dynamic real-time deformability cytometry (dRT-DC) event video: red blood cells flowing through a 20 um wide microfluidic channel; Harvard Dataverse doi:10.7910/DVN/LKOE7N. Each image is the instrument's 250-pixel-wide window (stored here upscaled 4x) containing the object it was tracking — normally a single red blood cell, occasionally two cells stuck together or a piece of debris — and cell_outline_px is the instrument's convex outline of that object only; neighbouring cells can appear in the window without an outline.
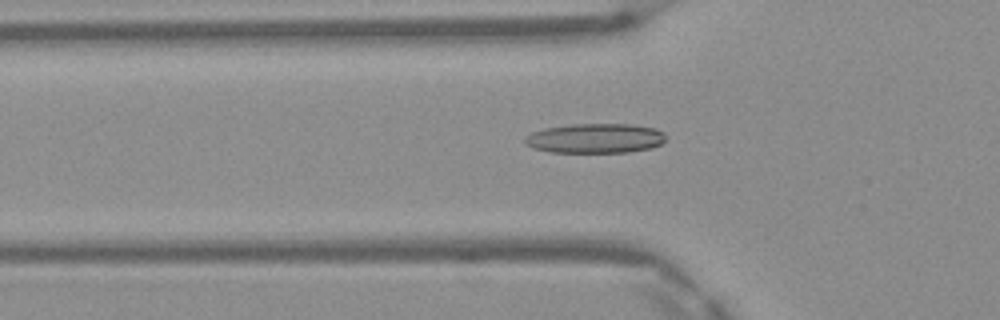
{"species": "Egyptian fruit bat (a non-hibernating species)", "species_latin": "Rousettus aegyptiacus", "temperature_condition": "warm", "stored_images_in_passage": 47, "camera_frame_rate_fps": 3000, "um_per_image_px": 0.085, "frame": {"image": 1, "passage_image": 15, "time_ms": 4.667, "image_size_px": [1000, 320], "cell_outline_px": [[664, 140], [660, 144], [652, 148], [628, 152], [548, 152], [532, 148], [524, 144], [524, 140], [532, 132], [544, 128], [572, 124], [632, 124], [656, 128], [664, 132]], "centroid_in_image_um": [50.59, 11.75], "position_along_channel_um": 75.2, "area_um2": 24.45}}
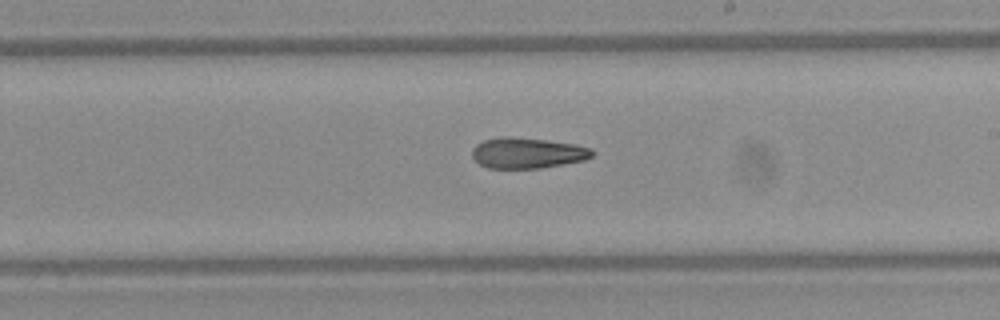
{"frame": {"image": 2, "passage_image": 27, "time_ms": 8.667, "image_size_px": [1000, 320], "cell_outline_px": [[596, 152], [592, 156], [584, 160], [540, 168], [488, 168], [480, 164], [472, 156], [472, 148], [476, 144], [484, 140], [500, 136], [504, 136], [544, 140], [576, 144], [592, 148]], "centroid_in_image_um": [44.83, 13.0], "position_along_channel_um": 244.2, "area_um2": 21.44}}
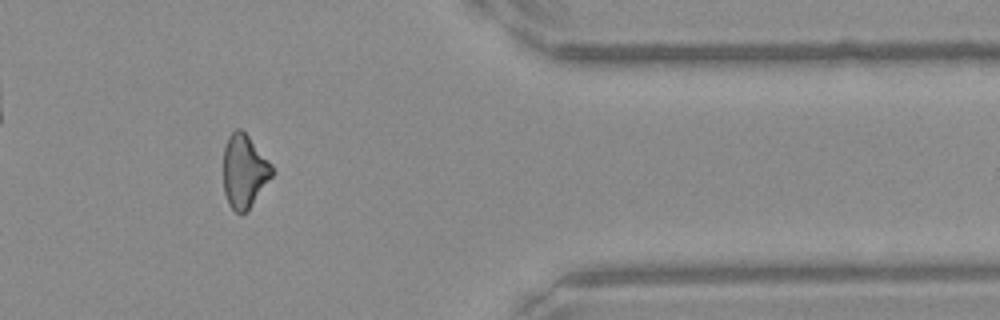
{"frame": {"image": 3, "passage_image": 39, "time_ms": 12.667, "image_size_px": [1000, 320], "cell_outline_px": [[276, 172], [248, 212], [236, 212], [228, 204], [224, 192], [224, 148], [228, 136], [236, 128], [240, 128], [248, 136], [272, 164]], "centroid_in_image_um": [20.79, 14.58], "position_along_channel_um": 390.6, "area_um2": 21.04}}